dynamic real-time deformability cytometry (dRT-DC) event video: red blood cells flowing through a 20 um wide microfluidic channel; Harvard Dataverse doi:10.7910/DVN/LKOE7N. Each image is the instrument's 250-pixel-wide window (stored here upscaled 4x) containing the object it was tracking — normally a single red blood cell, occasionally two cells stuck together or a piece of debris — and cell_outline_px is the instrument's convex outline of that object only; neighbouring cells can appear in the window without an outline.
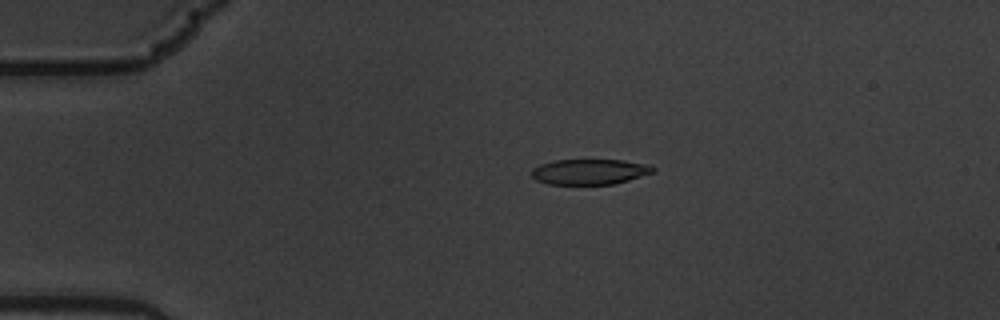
{"species": "common noctule bat (a hibernating species)", "species_latin": "Nyctalus noctula", "temperature_condition": "warm", "stored_images_in_passage": 47, "camera_frame_rate_fps": 3000, "um_per_image_px": 0.085, "animal": {"sex": "male", "body_mass_g": 19.5, "forearm_length_mm": 54.6}, "frame": {"image": 1, "passage_image": 1, "time_ms": 0.0, "image_size_px": [1000, 320], "cell_outline_px": [[656, 172], [628, 180], [612, 184], [548, 184], [536, 180], [532, 176], [532, 168], [540, 164], [552, 160], [624, 160], [648, 164], [656, 168]], "centroid_in_image_um": [50.13, 14.59], "position_along_channel_um": 34.9, "area_um2": 18.09}}
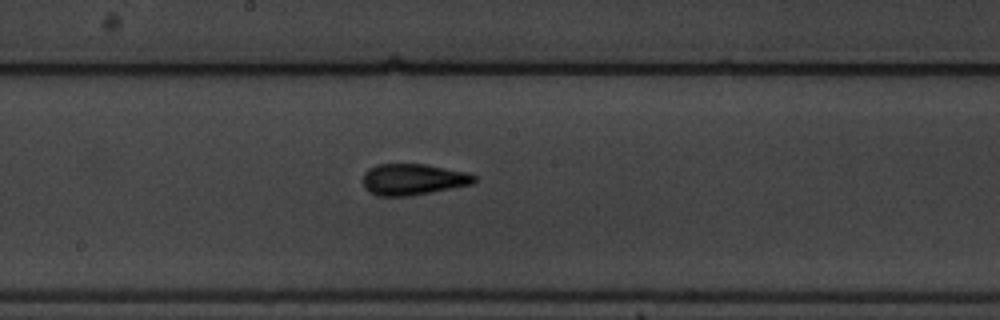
{"frame": {"image": 2, "passage_image": 20, "time_ms": 6.333, "image_size_px": [1000, 320], "cell_outline_px": [[476, 180], [472, 184], [412, 196], [376, 196], [368, 192], [364, 188], [364, 172], [368, 168], [376, 164], [424, 164], [468, 172], [476, 176]], "centroid_in_image_um": [35.09, 15.25], "position_along_channel_um": 213.1, "area_um2": 20.46}}
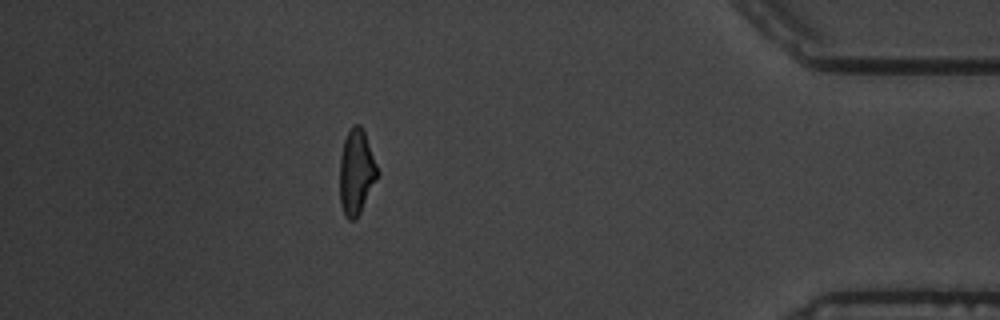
{"frame": {"image": 3, "passage_image": 40, "time_ms": 13.0, "image_size_px": [1000, 320], "cell_outline_px": [[380, 172], [356, 220], [348, 220], [344, 216], [340, 204], [340, 156], [344, 140], [352, 124], [360, 124], [364, 132]], "centroid_in_image_um": [30.28, 14.64], "position_along_channel_um": 404.9, "area_um2": 18.73}, "authors_computed_cell_mechanics": {"area_um2": 19.363, "velocity_mm_per_s": 3.5144, "shape_relaxation_time_tau1_ms": 5.0747, "shape_relaxation_time_tau2_ms": 1.9102, "deformation_change_tau1": 0.2068, "deformation_change_tau2": 0.0702}}